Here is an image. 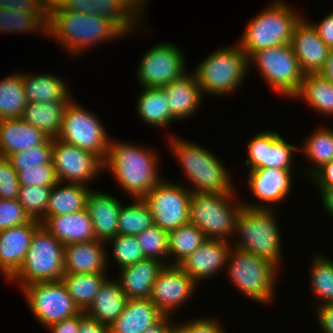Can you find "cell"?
<instances>
[{
    "label": "cell",
    "mask_w": 333,
    "mask_h": 333,
    "mask_svg": "<svg viewBox=\"0 0 333 333\" xmlns=\"http://www.w3.org/2000/svg\"><path fill=\"white\" fill-rule=\"evenodd\" d=\"M60 41L69 54L76 57L82 50L98 42L109 41L125 33L116 23L96 14L63 11L53 0L49 1L48 33Z\"/></svg>",
    "instance_id": "6da1fadb"
},
{
    "label": "cell",
    "mask_w": 333,
    "mask_h": 333,
    "mask_svg": "<svg viewBox=\"0 0 333 333\" xmlns=\"http://www.w3.org/2000/svg\"><path fill=\"white\" fill-rule=\"evenodd\" d=\"M154 152L111 139L103 168L111 170L119 185L134 199L143 198L162 180L158 177V160Z\"/></svg>",
    "instance_id": "7a4b0ae2"
},
{
    "label": "cell",
    "mask_w": 333,
    "mask_h": 333,
    "mask_svg": "<svg viewBox=\"0 0 333 333\" xmlns=\"http://www.w3.org/2000/svg\"><path fill=\"white\" fill-rule=\"evenodd\" d=\"M170 142L187 180L195 187L190 188L192 193H233L228 171L213 153L190 141L171 138Z\"/></svg>",
    "instance_id": "3957f363"
},
{
    "label": "cell",
    "mask_w": 333,
    "mask_h": 333,
    "mask_svg": "<svg viewBox=\"0 0 333 333\" xmlns=\"http://www.w3.org/2000/svg\"><path fill=\"white\" fill-rule=\"evenodd\" d=\"M300 19L293 8L275 0L249 22L238 45L249 59L259 50L290 44L294 26Z\"/></svg>",
    "instance_id": "277c9868"
},
{
    "label": "cell",
    "mask_w": 333,
    "mask_h": 333,
    "mask_svg": "<svg viewBox=\"0 0 333 333\" xmlns=\"http://www.w3.org/2000/svg\"><path fill=\"white\" fill-rule=\"evenodd\" d=\"M274 215L271 208L252 209L243 206L235 226L240 241L233 248L267 259L279 267L282 258L281 237Z\"/></svg>",
    "instance_id": "5b68a950"
},
{
    "label": "cell",
    "mask_w": 333,
    "mask_h": 333,
    "mask_svg": "<svg viewBox=\"0 0 333 333\" xmlns=\"http://www.w3.org/2000/svg\"><path fill=\"white\" fill-rule=\"evenodd\" d=\"M249 68L248 57L237 44L213 52L193 72L203 93L229 95L242 84Z\"/></svg>",
    "instance_id": "8992f818"
},
{
    "label": "cell",
    "mask_w": 333,
    "mask_h": 333,
    "mask_svg": "<svg viewBox=\"0 0 333 333\" xmlns=\"http://www.w3.org/2000/svg\"><path fill=\"white\" fill-rule=\"evenodd\" d=\"M65 246L42 225L35 231L19 270L9 279L22 287L35 282L59 281L65 274Z\"/></svg>",
    "instance_id": "52a82bcc"
},
{
    "label": "cell",
    "mask_w": 333,
    "mask_h": 333,
    "mask_svg": "<svg viewBox=\"0 0 333 333\" xmlns=\"http://www.w3.org/2000/svg\"><path fill=\"white\" fill-rule=\"evenodd\" d=\"M234 195V192H193L190 199L189 223L199 228L208 239L228 241V236L235 233L236 219L243 207V203L231 202Z\"/></svg>",
    "instance_id": "ba28073f"
},
{
    "label": "cell",
    "mask_w": 333,
    "mask_h": 333,
    "mask_svg": "<svg viewBox=\"0 0 333 333\" xmlns=\"http://www.w3.org/2000/svg\"><path fill=\"white\" fill-rule=\"evenodd\" d=\"M231 249L226 265H229L228 274L232 283L245 294L244 296L256 302L273 301L274 279L277 278L278 267L250 252L232 247Z\"/></svg>",
    "instance_id": "9c48e42d"
},
{
    "label": "cell",
    "mask_w": 333,
    "mask_h": 333,
    "mask_svg": "<svg viewBox=\"0 0 333 333\" xmlns=\"http://www.w3.org/2000/svg\"><path fill=\"white\" fill-rule=\"evenodd\" d=\"M100 122L92 111L89 112L71 99L65 107L57 138L93 153L104 162L111 139Z\"/></svg>",
    "instance_id": "30bf717a"
},
{
    "label": "cell",
    "mask_w": 333,
    "mask_h": 333,
    "mask_svg": "<svg viewBox=\"0 0 333 333\" xmlns=\"http://www.w3.org/2000/svg\"><path fill=\"white\" fill-rule=\"evenodd\" d=\"M248 61L255 63L275 91L291 98L298 93L305 74L290 44L259 50Z\"/></svg>",
    "instance_id": "8fae6325"
},
{
    "label": "cell",
    "mask_w": 333,
    "mask_h": 333,
    "mask_svg": "<svg viewBox=\"0 0 333 333\" xmlns=\"http://www.w3.org/2000/svg\"><path fill=\"white\" fill-rule=\"evenodd\" d=\"M22 290L34 317L47 327L81 312L61 280L31 283Z\"/></svg>",
    "instance_id": "7c38bea8"
},
{
    "label": "cell",
    "mask_w": 333,
    "mask_h": 333,
    "mask_svg": "<svg viewBox=\"0 0 333 333\" xmlns=\"http://www.w3.org/2000/svg\"><path fill=\"white\" fill-rule=\"evenodd\" d=\"M191 194L177 182L161 180L142 199L153 215L154 225L169 233L189 223Z\"/></svg>",
    "instance_id": "4fadbf2b"
},
{
    "label": "cell",
    "mask_w": 333,
    "mask_h": 333,
    "mask_svg": "<svg viewBox=\"0 0 333 333\" xmlns=\"http://www.w3.org/2000/svg\"><path fill=\"white\" fill-rule=\"evenodd\" d=\"M184 55L175 44L161 43L140 59L137 79L143 88H161L185 73Z\"/></svg>",
    "instance_id": "5bb4252c"
},
{
    "label": "cell",
    "mask_w": 333,
    "mask_h": 333,
    "mask_svg": "<svg viewBox=\"0 0 333 333\" xmlns=\"http://www.w3.org/2000/svg\"><path fill=\"white\" fill-rule=\"evenodd\" d=\"M52 163L60 182L85 186L103 169V162L96 155L58 138L53 139Z\"/></svg>",
    "instance_id": "9a60e30c"
},
{
    "label": "cell",
    "mask_w": 333,
    "mask_h": 333,
    "mask_svg": "<svg viewBox=\"0 0 333 333\" xmlns=\"http://www.w3.org/2000/svg\"><path fill=\"white\" fill-rule=\"evenodd\" d=\"M167 263L158 273L149 299L165 316L171 317L172 311L191 298L197 283L179 265Z\"/></svg>",
    "instance_id": "2e32d148"
},
{
    "label": "cell",
    "mask_w": 333,
    "mask_h": 333,
    "mask_svg": "<svg viewBox=\"0 0 333 333\" xmlns=\"http://www.w3.org/2000/svg\"><path fill=\"white\" fill-rule=\"evenodd\" d=\"M298 150L295 145L287 143L274 131H264L250 140L247 146L249 171L258 168H279L292 170V154Z\"/></svg>",
    "instance_id": "e0dca14e"
},
{
    "label": "cell",
    "mask_w": 333,
    "mask_h": 333,
    "mask_svg": "<svg viewBox=\"0 0 333 333\" xmlns=\"http://www.w3.org/2000/svg\"><path fill=\"white\" fill-rule=\"evenodd\" d=\"M290 45L304 74L320 73L325 67L331 49L321 40L311 22L300 19L294 26Z\"/></svg>",
    "instance_id": "ac0fdd59"
},
{
    "label": "cell",
    "mask_w": 333,
    "mask_h": 333,
    "mask_svg": "<svg viewBox=\"0 0 333 333\" xmlns=\"http://www.w3.org/2000/svg\"><path fill=\"white\" fill-rule=\"evenodd\" d=\"M291 172L292 170L279 168H258L249 171L248 186L250 192L261 201V205L243 203V206L252 209H269L267 206L269 203L274 204L285 200L291 190Z\"/></svg>",
    "instance_id": "d6986e66"
},
{
    "label": "cell",
    "mask_w": 333,
    "mask_h": 333,
    "mask_svg": "<svg viewBox=\"0 0 333 333\" xmlns=\"http://www.w3.org/2000/svg\"><path fill=\"white\" fill-rule=\"evenodd\" d=\"M39 220L0 231V271L10 279L21 267L30 248Z\"/></svg>",
    "instance_id": "ffe728a7"
},
{
    "label": "cell",
    "mask_w": 333,
    "mask_h": 333,
    "mask_svg": "<svg viewBox=\"0 0 333 333\" xmlns=\"http://www.w3.org/2000/svg\"><path fill=\"white\" fill-rule=\"evenodd\" d=\"M63 11L96 14L116 23L125 33L133 31L140 16L124 0H53ZM139 18V19H138ZM135 24V25H134Z\"/></svg>",
    "instance_id": "44dd1931"
},
{
    "label": "cell",
    "mask_w": 333,
    "mask_h": 333,
    "mask_svg": "<svg viewBox=\"0 0 333 333\" xmlns=\"http://www.w3.org/2000/svg\"><path fill=\"white\" fill-rule=\"evenodd\" d=\"M230 249L231 246L226 240L208 239L179 266L198 284L201 279L210 278L219 272V269L227 267Z\"/></svg>",
    "instance_id": "7402d4cb"
},
{
    "label": "cell",
    "mask_w": 333,
    "mask_h": 333,
    "mask_svg": "<svg viewBox=\"0 0 333 333\" xmlns=\"http://www.w3.org/2000/svg\"><path fill=\"white\" fill-rule=\"evenodd\" d=\"M42 226L64 246L96 240L87 209L56 216H45Z\"/></svg>",
    "instance_id": "603a6c76"
},
{
    "label": "cell",
    "mask_w": 333,
    "mask_h": 333,
    "mask_svg": "<svg viewBox=\"0 0 333 333\" xmlns=\"http://www.w3.org/2000/svg\"><path fill=\"white\" fill-rule=\"evenodd\" d=\"M122 204L110 194L90 190L86 209L91 218L96 240L107 242L118 234V218Z\"/></svg>",
    "instance_id": "cb8c5ba5"
},
{
    "label": "cell",
    "mask_w": 333,
    "mask_h": 333,
    "mask_svg": "<svg viewBox=\"0 0 333 333\" xmlns=\"http://www.w3.org/2000/svg\"><path fill=\"white\" fill-rule=\"evenodd\" d=\"M164 266L163 260L146 258L135 264L119 268L121 273L117 282L128 299L150 298L153 284Z\"/></svg>",
    "instance_id": "d4e9b609"
},
{
    "label": "cell",
    "mask_w": 333,
    "mask_h": 333,
    "mask_svg": "<svg viewBox=\"0 0 333 333\" xmlns=\"http://www.w3.org/2000/svg\"><path fill=\"white\" fill-rule=\"evenodd\" d=\"M106 242L93 240L66 245L64 270L67 274L105 272L107 258Z\"/></svg>",
    "instance_id": "484cf974"
},
{
    "label": "cell",
    "mask_w": 333,
    "mask_h": 333,
    "mask_svg": "<svg viewBox=\"0 0 333 333\" xmlns=\"http://www.w3.org/2000/svg\"><path fill=\"white\" fill-rule=\"evenodd\" d=\"M164 316L149 298L128 299L122 313L109 326V332L144 333Z\"/></svg>",
    "instance_id": "4316f807"
},
{
    "label": "cell",
    "mask_w": 333,
    "mask_h": 333,
    "mask_svg": "<svg viewBox=\"0 0 333 333\" xmlns=\"http://www.w3.org/2000/svg\"><path fill=\"white\" fill-rule=\"evenodd\" d=\"M167 96L168 108L174 119H184L195 113L201 104L202 91L195 73H185L181 78L173 80L161 87Z\"/></svg>",
    "instance_id": "83f0119b"
},
{
    "label": "cell",
    "mask_w": 333,
    "mask_h": 333,
    "mask_svg": "<svg viewBox=\"0 0 333 333\" xmlns=\"http://www.w3.org/2000/svg\"><path fill=\"white\" fill-rule=\"evenodd\" d=\"M49 137L22 118L0 120V157L43 144Z\"/></svg>",
    "instance_id": "f1b7e54d"
},
{
    "label": "cell",
    "mask_w": 333,
    "mask_h": 333,
    "mask_svg": "<svg viewBox=\"0 0 333 333\" xmlns=\"http://www.w3.org/2000/svg\"><path fill=\"white\" fill-rule=\"evenodd\" d=\"M128 297L117 280H106L85 313L110 326L124 310Z\"/></svg>",
    "instance_id": "f546056e"
},
{
    "label": "cell",
    "mask_w": 333,
    "mask_h": 333,
    "mask_svg": "<svg viewBox=\"0 0 333 333\" xmlns=\"http://www.w3.org/2000/svg\"><path fill=\"white\" fill-rule=\"evenodd\" d=\"M24 93L29 103L69 102L72 97L62 78L51 74H22Z\"/></svg>",
    "instance_id": "4dcf8cb0"
},
{
    "label": "cell",
    "mask_w": 333,
    "mask_h": 333,
    "mask_svg": "<svg viewBox=\"0 0 333 333\" xmlns=\"http://www.w3.org/2000/svg\"><path fill=\"white\" fill-rule=\"evenodd\" d=\"M58 182L51 188L45 216L70 214L86 208L90 188L82 184Z\"/></svg>",
    "instance_id": "1f68e13d"
},
{
    "label": "cell",
    "mask_w": 333,
    "mask_h": 333,
    "mask_svg": "<svg viewBox=\"0 0 333 333\" xmlns=\"http://www.w3.org/2000/svg\"><path fill=\"white\" fill-rule=\"evenodd\" d=\"M68 102L28 103L22 119L40 129L47 137H58L65 107Z\"/></svg>",
    "instance_id": "d6a6232c"
},
{
    "label": "cell",
    "mask_w": 333,
    "mask_h": 333,
    "mask_svg": "<svg viewBox=\"0 0 333 333\" xmlns=\"http://www.w3.org/2000/svg\"><path fill=\"white\" fill-rule=\"evenodd\" d=\"M293 98H303L319 113L333 116V84L320 73L305 74L299 91Z\"/></svg>",
    "instance_id": "836d02e7"
},
{
    "label": "cell",
    "mask_w": 333,
    "mask_h": 333,
    "mask_svg": "<svg viewBox=\"0 0 333 333\" xmlns=\"http://www.w3.org/2000/svg\"><path fill=\"white\" fill-rule=\"evenodd\" d=\"M105 273H82L67 274L62 276L61 281L67 288L74 304L80 311H86L93 303L97 292L107 280Z\"/></svg>",
    "instance_id": "e575fe53"
},
{
    "label": "cell",
    "mask_w": 333,
    "mask_h": 333,
    "mask_svg": "<svg viewBox=\"0 0 333 333\" xmlns=\"http://www.w3.org/2000/svg\"><path fill=\"white\" fill-rule=\"evenodd\" d=\"M137 100V111L143 121L155 127H166L175 119L172 117L167 96L162 88H144Z\"/></svg>",
    "instance_id": "d590c367"
},
{
    "label": "cell",
    "mask_w": 333,
    "mask_h": 333,
    "mask_svg": "<svg viewBox=\"0 0 333 333\" xmlns=\"http://www.w3.org/2000/svg\"><path fill=\"white\" fill-rule=\"evenodd\" d=\"M22 74H12L0 81V120L19 119L28 104Z\"/></svg>",
    "instance_id": "8d00e7d4"
},
{
    "label": "cell",
    "mask_w": 333,
    "mask_h": 333,
    "mask_svg": "<svg viewBox=\"0 0 333 333\" xmlns=\"http://www.w3.org/2000/svg\"><path fill=\"white\" fill-rule=\"evenodd\" d=\"M208 238L195 225L187 223L168 233V253L175 256V262L170 265H179L190 254L194 253Z\"/></svg>",
    "instance_id": "74e56055"
},
{
    "label": "cell",
    "mask_w": 333,
    "mask_h": 333,
    "mask_svg": "<svg viewBox=\"0 0 333 333\" xmlns=\"http://www.w3.org/2000/svg\"><path fill=\"white\" fill-rule=\"evenodd\" d=\"M134 202L120 208L118 235L136 236L154 225L153 215L144 200L135 198Z\"/></svg>",
    "instance_id": "f35d334b"
},
{
    "label": "cell",
    "mask_w": 333,
    "mask_h": 333,
    "mask_svg": "<svg viewBox=\"0 0 333 333\" xmlns=\"http://www.w3.org/2000/svg\"><path fill=\"white\" fill-rule=\"evenodd\" d=\"M301 150L315 164L307 171V175L311 177L319 168L333 160V130H316L306 139Z\"/></svg>",
    "instance_id": "ab89813d"
},
{
    "label": "cell",
    "mask_w": 333,
    "mask_h": 333,
    "mask_svg": "<svg viewBox=\"0 0 333 333\" xmlns=\"http://www.w3.org/2000/svg\"><path fill=\"white\" fill-rule=\"evenodd\" d=\"M42 30L48 33V16H37L31 12H18L15 9H0V31L9 32H33ZM6 31V32H5Z\"/></svg>",
    "instance_id": "60d3db41"
},
{
    "label": "cell",
    "mask_w": 333,
    "mask_h": 333,
    "mask_svg": "<svg viewBox=\"0 0 333 333\" xmlns=\"http://www.w3.org/2000/svg\"><path fill=\"white\" fill-rule=\"evenodd\" d=\"M311 269L312 292L322 301L321 304L333 303V262L321 255H315ZM324 301V302H323Z\"/></svg>",
    "instance_id": "b9f144b4"
},
{
    "label": "cell",
    "mask_w": 333,
    "mask_h": 333,
    "mask_svg": "<svg viewBox=\"0 0 333 333\" xmlns=\"http://www.w3.org/2000/svg\"><path fill=\"white\" fill-rule=\"evenodd\" d=\"M49 186H26L21 185L17 200L32 219L40 222L45 218L51 192Z\"/></svg>",
    "instance_id": "7bdbcfd3"
},
{
    "label": "cell",
    "mask_w": 333,
    "mask_h": 333,
    "mask_svg": "<svg viewBox=\"0 0 333 333\" xmlns=\"http://www.w3.org/2000/svg\"><path fill=\"white\" fill-rule=\"evenodd\" d=\"M52 147L53 139L48 138L43 144L10 154L7 159L16 171H22L23 168L38 167V165L43 164H53Z\"/></svg>",
    "instance_id": "ee69618b"
},
{
    "label": "cell",
    "mask_w": 333,
    "mask_h": 333,
    "mask_svg": "<svg viewBox=\"0 0 333 333\" xmlns=\"http://www.w3.org/2000/svg\"><path fill=\"white\" fill-rule=\"evenodd\" d=\"M136 238L146 258L161 260V257L165 261L169 257L168 232L157 225L141 231Z\"/></svg>",
    "instance_id": "f6af8a7d"
},
{
    "label": "cell",
    "mask_w": 333,
    "mask_h": 333,
    "mask_svg": "<svg viewBox=\"0 0 333 333\" xmlns=\"http://www.w3.org/2000/svg\"><path fill=\"white\" fill-rule=\"evenodd\" d=\"M112 242V252L120 268L146 259L136 236L116 235L107 241Z\"/></svg>",
    "instance_id": "bcb514c9"
},
{
    "label": "cell",
    "mask_w": 333,
    "mask_h": 333,
    "mask_svg": "<svg viewBox=\"0 0 333 333\" xmlns=\"http://www.w3.org/2000/svg\"><path fill=\"white\" fill-rule=\"evenodd\" d=\"M20 186H49L59 182L53 164L38 165V167L23 168L17 171Z\"/></svg>",
    "instance_id": "7dc6e473"
},
{
    "label": "cell",
    "mask_w": 333,
    "mask_h": 333,
    "mask_svg": "<svg viewBox=\"0 0 333 333\" xmlns=\"http://www.w3.org/2000/svg\"><path fill=\"white\" fill-rule=\"evenodd\" d=\"M32 220L17 199H0V231Z\"/></svg>",
    "instance_id": "c3c4849f"
},
{
    "label": "cell",
    "mask_w": 333,
    "mask_h": 333,
    "mask_svg": "<svg viewBox=\"0 0 333 333\" xmlns=\"http://www.w3.org/2000/svg\"><path fill=\"white\" fill-rule=\"evenodd\" d=\"M19 187L17 171L6 157H0V199H17Z\"/></svg>",
    "instance_id": "681fc988"
},
{
    "label": "cell",
    "mask_w": 333,
    "mask_h": 333,
    "mask_svg": "<svg viewBox=\"0 0 333 333\" xmlns=\"http://www.w3.org/2000/svg\"><path fill=\"white\" fill-rule=\"evenodd\" d=\"M50 0H0V9L31 12L37 16H48Z\"/></svg>",
    "instance_id": "f907efd6"
},
{
    "label": "cell",
    "mask_w": 333,
    "mask_h": 333,
    "mask_svg": "<svg viewBox=\"0 0 333 333\" xmlns=\"http://www.w3.org/2000/svg\"><path fill=\"white\" fill-rule=\"evenodd\" d=\"M179 325L177 326V333H224L221 324L211 318L191 320L187 324Z\"/></svg>",
    "instance_id": "816d5d0a"
},
{
    "label": "cell",
    "mask_w": 333,
    "mask_h": 333,
    "mask_svg": "<svg viewBox=\"0 0 333 333\" xmlns=\"http://www.w3.org/2000/svg\"><path fill=\"white\" fill-rule=\"evenodd\" d=\"M78 333H110L109 326L100 323L98 320L88 316L85 311L79 313Z\"/></svg>",
    "instance_id": "f5cc1de1"
},
{
    "label": "cell",
    "mask_w": 333,
    "mask_h": 333,
    "mask_svg": "<svg viewBox=\"0 0 333 333\" xmlns=\"http://www.w3.org/2000/svg\"><path fill=\"white\" fill-rule=\"evenodd\" d=\"M317 30L321 40L330 48L333 49V11L327 15L318 25L311 23Z\"/></svg>",
    "instance_id": "db71d44e"
},
{
    "label": "cell",
    "mask_w": 333,
    "mask_h": 333,
    "mask_svg": "<svg viewBox=\"0 0 333 333\" xmlns=\"http://www.w3.org/2000/svg\"><path fill=\"white\" fill-rule=\"evenodd\" d=\"M318 188L333 187V160L319 168L312 176Z\"/></svg>",
    "instance_id": "11a10c76"
},
{
    "label": "cell",
    "mask_w": 333,
    "mask_h": 333,
    "mask_svg": "<svg viewBox=\"0 0 333 333\" xmlns=\"http://www.w3.org/2000/svg\"><path fill=\"white\" fill-rule=\"evenodd\" d=\"M318 322L324 333H333V303L318 305Z\"/></svg>",
    "instance_id": "9f6ffc18"
},
{
    "label": "cell",
    "mask_w": 333,
    "mask_h": 333,
    "mask_svg": "<svg viewBox=\"0 0 333 333\" xmlns=\"http://www.w3.org/2000/svg\"><path fill=\"white\" fill-rule=\"evenodd\" d=\"M52 332L51 333H78L79 330V314L55 323L48 327Z\"/></svg>",
    "instance_id": "6f0895ef"
},
{
    "label": "cell",
    "mask_w": 333,
    "mask_h": 333,
    "mask_svg": "<svg viewBox=\"0 0 333 333\" xmlns=\"http://www.w3.org/2000/svg\"><path fill=\"white\" fill-rule=\"evenodd\" d=\"M170 318V316H164L158 323L147 328L144 333H177V326L170 323Z\"/></svg>",
    "instance_id": "680465c9"
},
{
    "label": "cell",
    "mask_w": 333,
    "mask_h": 333,
    "mask_svg": "<svg viewBox=\"0 0 333 333\" xmlns=\"http://www.w3.org/2000/svg\"><path fill=\"white\" fill-rule=\"evenodd\" d=\"M322 194V202L330 216H333V187L331 188H319Z\"/></svg>",
    "instance_id": "91938a15"
},
{
    "label": "cell",
    "mask_w": 333,
    "mask_h": 333,
    "mask_svg": "<svg viewBox=\"0 0 333 333\" xmlns=\"http://www.w3.org/2000/svg\"><path fill=\"white\" fill-rule=\"evenodd\" d=\"M320 74L333 84V49L330 50L325 67Z\"/></svg>",
    "instance_id": "94428289"
},
{
    "label": "cell",
    "mask_w": 333,
    "mask_h": 333,
    "mask_svg": "<svg viewBox=\"0 0 333 333\" xmlns=\"http://www.w3.org/2000/svg\"><path fill=\"white\" fill-rule=\"evenodd\" d=\"M140 17L142 18V13L141 12L144 6V1L145 0H124ZM142 6V7H141Z\"/></svg>",
    "instance_id": "6125c7cd"
}]
</instances>
